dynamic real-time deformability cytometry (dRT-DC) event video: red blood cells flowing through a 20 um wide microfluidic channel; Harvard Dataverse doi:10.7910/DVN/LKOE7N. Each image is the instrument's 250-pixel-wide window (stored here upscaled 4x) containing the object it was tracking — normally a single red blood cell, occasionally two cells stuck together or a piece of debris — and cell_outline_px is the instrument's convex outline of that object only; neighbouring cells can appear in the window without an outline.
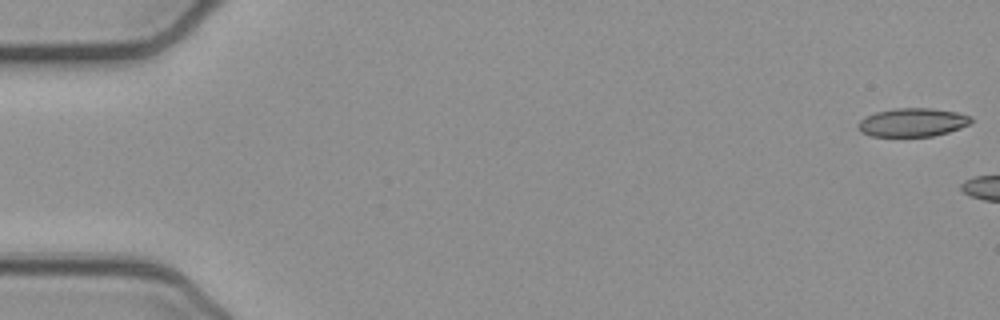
{"species": "common noctule bat (a hibernating species)", "species_latin": "Nyctalus noctula", "temperature_condition": "cold", "stored_images_in_passage": 7, "camera_frame_rate_fps": 3000, "um_per_image_px": 0.085, "animal": {"sex": "female", "body_mass_g": 21.9}, "frame": {"image": 1, "passage_image": 1, "time_ms": 0.0, "image_size_px": [1000, 320], "cell_outline_px": [[972, 124], [948, 132], [932, 136], [872, 136], [860, 132], [856, 124], [864, 116], [876, 112], [896, 108], [932, 108], [956, 112], [972, 116]], "centroid_in_image_um": [77.56, 10.4], "position_along_channel_um": 7.4, "area_um2": 18.9}}